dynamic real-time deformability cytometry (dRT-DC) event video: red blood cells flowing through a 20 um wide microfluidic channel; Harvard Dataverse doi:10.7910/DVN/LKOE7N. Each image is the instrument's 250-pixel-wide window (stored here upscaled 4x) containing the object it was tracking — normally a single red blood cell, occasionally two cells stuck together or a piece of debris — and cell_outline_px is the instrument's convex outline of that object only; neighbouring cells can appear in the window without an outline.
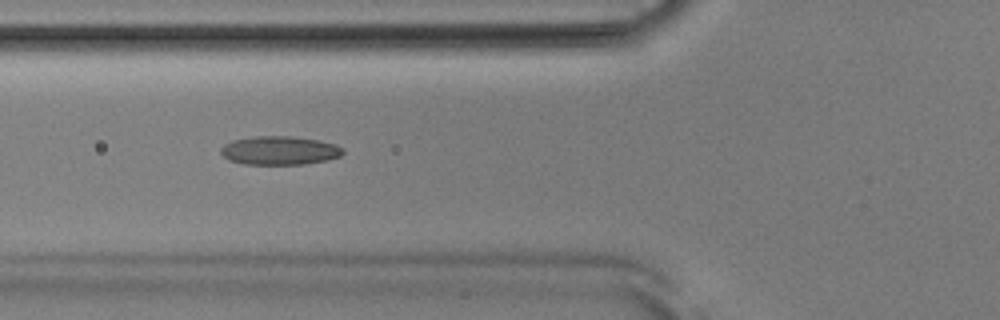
{"species": "Egyptian fruit bat (a non-hibernating species)", "species_latin": "Rousettus aegyptiacus", "temperature_condition": "room temperature", "stored_images_in_passage": 46, "camera_frame_rate_fps": 3000, "um_per_image_px": 0.085, "animal": {"sex": "male"}, "frame": {"image": 1, "passage_image": 13, "time_ms": 4.0, "image_size_px": [1000, 320], "cell_outline_px": [[344, 152], [340, 156], [324, 160], [304, 164], [244, 164], [228, 160], [220, 152], [220, 148], [224, 144], [232, 140], [252, 136], [292, 136], [316, 140], [336, 144], [344, 148]], "centroid_in_image_um": [23.73, 12.78], "position_along_channel_um": 102.1, "area_um2": 20.4}}
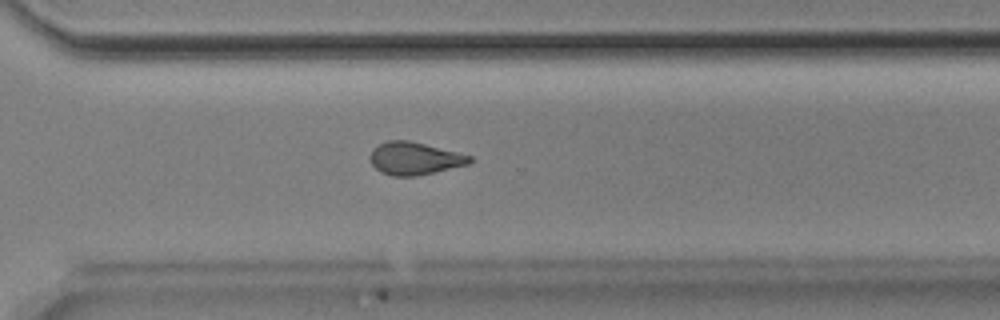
{"frame": {"image": 2, "passage_image": 31, "time_ms": 10.0, "image_size_px": [1000, 320], "cell_outline_px": [[472, 160], [468, 164], [416, 176], [392, 176], [380, 172], [372, 164], [368, 156], [372, 148], [388, 140], [408, 140], [472, 156]], "centroid_in_image_um": [35.18, 13.47], "position_along_channel_um": 335.4, "area_um2": 18.79}}
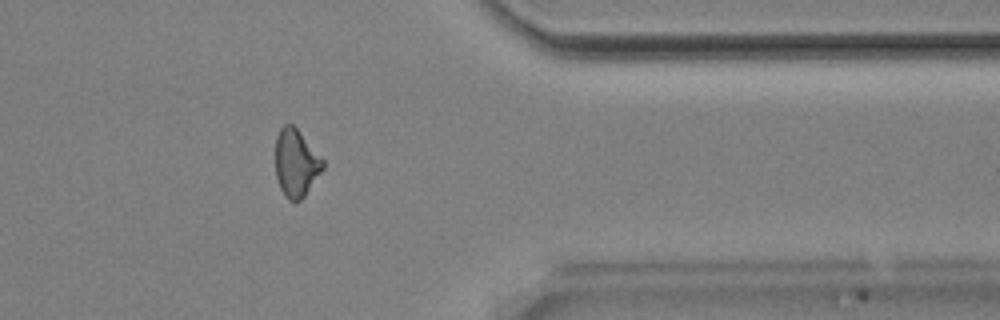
{"frame": {"image": 3, "passage_image": 36, "time_ms": 11.667, "image_size_px": [1000, 320], "cell_outline_px": [[324, 168], [304, 196], [300, 200], [288, 200], [284, 196], [280, 188], [276, 176], [276, 136], [280, 128], [284, 124], [292, 124], [300, 132], [324, 160]], "centroid_in_image_um": [25.16, 13.85], "position_along_channel_um": 386.2, "area_um2": 18.55}}